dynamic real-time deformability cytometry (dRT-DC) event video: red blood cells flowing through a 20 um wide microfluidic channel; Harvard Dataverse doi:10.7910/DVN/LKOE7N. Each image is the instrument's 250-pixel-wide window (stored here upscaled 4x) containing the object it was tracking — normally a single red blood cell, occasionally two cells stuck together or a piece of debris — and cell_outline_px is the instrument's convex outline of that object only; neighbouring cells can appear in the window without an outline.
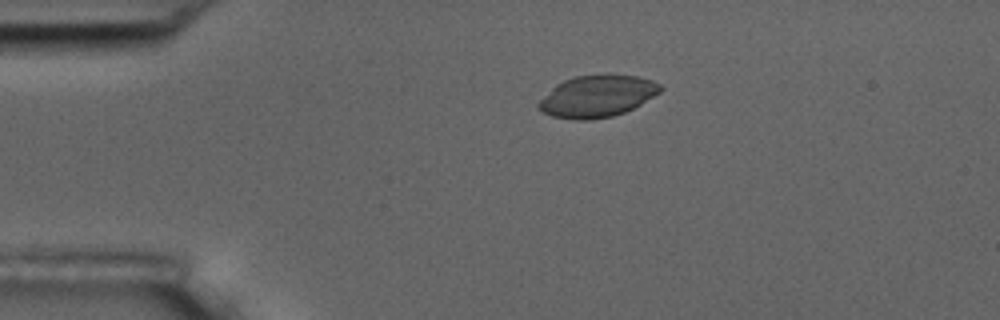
{"species": "common noctule bat (a hibernating species)", "species_latin": "Nyctalus noctula", "temperature_condition": "room temperature", "stored_images_in_passage": 3, "camera_frame_rate_fps": 3000, "um_per_image_px": 0.085, "animal": {"sex": "male", "body_mass_g": 17.5, "forearm_length_mm": 52.3}, "frame": {"image": 1, "passage_image": 1, "time_ms": 0.0, "image_size_px": [1000, 320], "cell_outline_px": [[664, 88], [660, 92], [640, 104], [624, 112], [612, 116], [588, 120], [576, 120], [552, 116], [544, 112], [536, 104], [556, 84], [564, 80], [576, 76], [600, 72], [608, 72], [636, 76], [652, 80], [660, 84]], "centroid_in_image_um": [50.78, 8.13], "position_along_channel_um": 34.2, "area_um2": 30.0}}
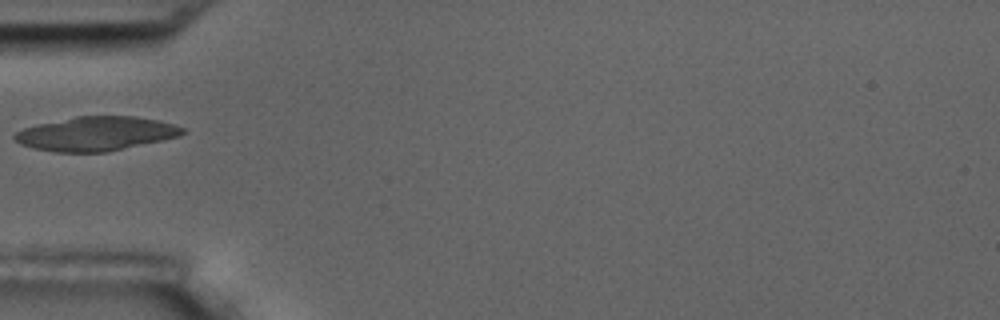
{"frame": {"image": 2, "passage_image": 3, "time_ms": 2.333, "image_size_px": [1000, 320], "cell_outline_px": [[184, 132], [180, 136], [108, 152], [56, 152], [32, 148], [20, 144], [12, 140], [12, 136], [16, 132], [24, 128], [36, 124], [76, 116], [136, 116], [160, 120], [184, 128]], "centroid_in_image_um": [8.12, 11.36], "position_along_channel_um": 76.9, "area_um2": 33.52}}